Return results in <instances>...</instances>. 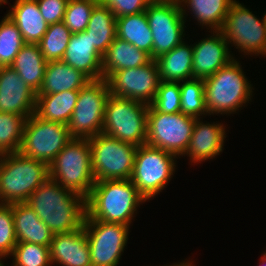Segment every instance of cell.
<instances>
[{
	"instance_id": "6da1fadb",
	"label": "cell",
	"mask_w": 266,
	"mask_h": 266,
	"mask_svg": "<svg viewBox=\"0 0 266 266\" xmlns=\"http://www.w3.org/2000/svg\"><path fill=\"white\" fill-rule=\"evenodd\" d=\"M26 203L53 234L75 231L84 225L86 199L50 177L30 195Z\"/></svg>"
},
{
	"instance_id": "7a4b0ae2",
	"label": "cell",
	"mask_w": 266,
	"mask_h": 266,
	"mask_svg": "<svg viewBox=\"0 0 266 266\" xmlns=\"http://www.w3.org/2000/svg\"><path fill=\"white\" fill-rule=\"evenodd\" d=\"M146 201L130 179L98 181L86 198L85 220L130 226L138 206Z\"/></svg>"
},
{
	"instance_id": "3957f363",
	"label": "cell",
	"mask_w": 266,
	"mask_h": 266,
	"mask_svg": "<svg viewBox=\"0 0 266 266\" xmlns=\"http://www.w3.org/2000/svg\"><path fill=\"white\" fill-rule=\"evenodd\" d=\"M49 165L20 152L0 155V203L27 202L30 195L49 178Z\"/></svg>"
},
{
	"instance_id": "277c9868",
	"label": "cell",
	"mask_w": 266,
	"mask_h": 266,
	"mask_svg": "<svg viewBox=\"0 0 266 266\" xmlns=\"http://www.w3.org/2000/svg\"><path fill=\"white\" fill-rule=\"evenodd\" d=\"M250 83L236 58L206 78L204 94L208 115H229L239 111L251 101L253 88Z\"/></svg>"
},
{
	"instance_id": "5b68a950",
	"label": "cell",
	"mask_w": 266,
	"mask_h": 266,
	"mask_svg": "<svg viewBox=\"0 0 266 266\" xmlns=\"http://www.w3.org/2000/svg\"><path fill=\"white\" fill-rule=\"evenodd\" d=\"M49 176L85 199L95 184L88 139L73 138L49 164Z\"/></svg>"
},
{
	"instance_id": "8992f818",
	"label": "cell",
	"mask_w": 266,
	"mask_h": 266,
	"mask_svg": "<svg viewBox=\"0 0 266 266\" xmlns=\"http://www.w3.org/2000/svg\"><path fill=\"white\" fill-rule=\"evenodd\" d=\"M149 105L110 94L102 133L137 147L146 144Z\"/></svg>"
},
{
	"instance_id": "52a82bcc",
	"label": "cell",
	"mask_w": 266,
	"mask_h": 266,
	"mask_svg": "<svg viewBox=\"0 0 266 266\" xmlns=\"http://www.w3.org/2000/svg\"><path fill=\"white\" fill-rule=\"evenodd\" d=\"M95 181L130 179L137 146L104 133L88 139Z\"/></svg>"
},
{
	"instance_id": "ba28073f",
	"label": "cell",
	"mask_w": 266,
	"mask_h": 266,
	"mask_svg": "<svg viewBox=\"0 0 266 266\" xmlns=\"http://www.w3.org/2000/svg\"><path fill=\"white\" fill-rule=\"evenodd\" d=\"M175 155L147 144L137 148L130 180L139 193L149 201L170 182L175 172Z\"/></svg>"
},
{
	"instance_id": "9c48e42d",
	"label": "cell",
	"mask_w": 266,
	"mask_h": 266,
	"mask_svg": "<svg viewBox=\"0 0 266 266\" xmlns=\"http://www.w3.org/2000/svg\"><path fill=\"white\" fill-rule=\"evenodd\" d=\"M110 95L106 79L91 80L79 90L67 124L72 138L89 139L102 133L105 105Z\"/></svg>"
},
{
	"instance_id": "30bf717a",
	"label": "cell",
	"mask_w": 266,
	"mask_h": 266,
	"mask_svg": "<svg viewBox=\"0 0 266 266\" xmlns=\"http://www.w3.org/2000/svg\"><path fill=\"white\" fill-rule=\"evenodd\" d=\"M195 121L193 116L181 112L161 113L149 105L146 144L176 157L183 156L191 140Z\"/></svg>"
},
{
	"instance_id": "8fae6325",
	"label": "cell",
	"mask_w": 266,
	"mask_h": 266,
	"mask_svg": "<svg viewBox=\"0 0 266 266\" xmlns=\"http://www.w3.org/2000/svg\"><path fill=\"white\" fill-rule=\"evenodd\" d=\"M72 139L66 124L45 121L32 114L26 119L19 152L49 165Z\"/></svg>"
},
{
	"instance_id": "7c38bea8",
	"label": "cell",
	"mask_w": 266,
	"mask_h": 266,
	"mask_svg": "<svg viewBox=\"0 0 266 266\" xmlns=\"http://www.w3.org/2000/svg\"><path fill=\"white\" fill-rule=\"evenodd\" d=\"M228 44L244 55L266 56V24L264 16L257 18L250 9L234 1L220 30Z\"/></svg>"
},
{
	"instance_id": "4fadbf2b",
	"label": "cell",
	"mask_w": 266,
	"mask_h": 266,
	"mask_svg": "<svg viewBox=\"0 0 266 266\" xmlns=\"http://www.w3.org/2000/svg\"><path fill=\"white\" fill-rule=\"evenodd\" d=\"M146 17L153 35V60L183 42L185 18L179 2L152 1Z\"/></svg>"
},
{
	"instance_id": "5bb4252c",
	"label": "cell",
	"mask_w": 266,
	"mask_h": 266,
	"mask_svg": "<svg viewBox=\"0 0 266 266\" xmlns=\"http://www.w3.org/2000/svg\"><path fill=\"white\" fill-rule=\"evenodd\" d=\"M92 266H117L128 242L130 226L84 220Z\"/></svg>"
},
{
	"instance_id": "9a60e30c",
	"label": "cell",
	"mask_w": 266,
	"mask_h": 266,
	"mask_svg": "<svg viewBox=\"0 0 266 266\" xmlns=\"http://www.w3.org/2000/svg\"><path fill=\"white\" fill-rule=\"evenodd\" d=\"M106 80L110 94L151 105L160 83L158 65L151 59L145 65L113 72Z\"/></svg>"
},
{
	"instance_id": "2e32d148",
	"label": "cell",
	"mask_w": 266,
	"mask_h": 266,
	"mask_svg": "<svg viewBox=\"0 0 266 266\" xmlns=\"http://www.w3.org/2000/svg\"><path fill=\"white\" fill-rule=\"evenodd\" d=\"M37 93L11 67H0V112L28 118L35 112Z\"/></svg>"
},
{
	"instance_id": "e0dca14e",
	"label": "cell",
	"mask_w": 266,
	"mask_h": 266,
	"mask_svg": "<svg viewBox=\"0 0 266 266\" xmlns=\"http://www.w3.org/2000/svg\"><path fill=\"white\" fill-rule=\"evenodd\" d=\"M192 46L194 79L205 80L235 59L220 30L213 31V35L203 38Z\"/></svg>"
},
{
	"instance_id": "ac0fdd59",
	"label": "cell",
	"mask_w": 266,
	"mask_h": 266,
	"mask_svg": "<svg viewBox=\"0 0 266 266\" xmlns=\"http://www.w3.org/2000/svg\"><path fill=\"white\" fill-rule=\"evenodd\" d=\"M49 252L53 265L92 266L84 226L75 231L54 234Z\"/></svg>"
},
{
	"instance_id": "d6986e66",
	"label": "cell",
	"mask_w": 266,
	"mask_h": 266,
	"mask_svg": "<svg viewBox=\"0 0 266 266\" xmlns=\"http://www.w3.org/2000/svg\"><path fill=\"white\" fill-rule=\"evenodd\" d=\"M201 118H196L191 140L184 153L192 163H201L214 159L223 151L226 129L223 123H204ZM216 123V124H215Z\"/></svg>"
},
{
	"instance_id": "ffe728a7",
	"label": "cell",
	"mask_w": 266,
	"mask_h": 266,
	"mask_svg": "<svg viewBox=\"0 0 266 266\" xmlns=\"http://www.w3.org/2000/svg\"><path fill=\"white\" fill-rule=\"evenodd\" d=\"M103 55L92 46L86 31L74 33L70 37L63 62L81 71L90 80L103 79Z\"/></svg>"
},
{
	"instance_id": "44dd1931",
	"label": "cell",
	"mask_w": 266,
	"mask_h": 266,
	"mask_svg": "<svg viewBox=\"0 0 266 266\" xmlns=\"http://www.w3.org/2000/svg\"><path fill=\"white\" fill-rule=\"evenodd\" d=\"M12 212L17 243L29 242L50 246L53 232L26 202L13 203Z\"/></svg>"
},
{
	"instance_id": "7402d4cb",
	"label": "cell",
	"mask_w": 266,
	"mask_h": 266,
	"mask_svg": "<svg viewBox=\"0 0 266 266\" xmlns=\"http://www.w3.org/2000/svg\"><path fill=\"white\" fill-rule=\"evenodd\" d=\"M7 16L16 24L25 43L38 44L48 24L40 13L36 0H16Z\"/></svg>"
},
{
	"instance_id": "603a6c76",
	"label": "cell",
	"mask_w": 266,
	"mask_h": 266,
	"mask_svg": "<svg viewBox=\"0 0 266 266\" xmlns=\"http://www.w3.org/2000/svg\"><path fill=\"white\" fill-rule=\"evenodd\" d=\"M150 60L148 53L116 37L102 57L103 79L113 72L145 65Z\"/></svg>"
},
{
	"instance_id": "cb8c5ba5",
	"label": "cell",
	"mask_w": 266,
	"mask_h": 266,
	"mask_svg": "<svg viewBox=\"0 0 266 266\" xmlns=\"http://www.w3.org/2000/svg\"><path fill=\"white\" fill-rule=\"evenodd\" d=\"M160 81L181 82L193 79V46L184 41L155 59Z\"/></svg>"
},
{
	"instance_id": "d4e9b609",
	"label": "cell",
	"mask_w": 266,
	"mask_h": 266,
	"mask_svg": "<svg viewBox=\"0 0 266 266\" xmlns=\"http://www.w3.org/2000/svg\"><path fill=\"white\" fill-rule=\"evenodd\" d=\"M91 81L81 71L63 61L47 62L44 80L37 94H54L63 91L80 90Z\"/></svg>"
},
{
	"instance_id": "484cf974",
	"label": "cell",
	"mask_w": 266,
	"mask_h": 266,
	"mask_svg": "<svg viewBox=\"0 0 266 266\" xmlns=\"http://www.w3.org/2000/svg\"><path fill=\"white\" fill-rule=\"evenodd\" d=\"M79 90L37 94L34 114L45 121L68 124Z\"/></svg>"
},
{
	"instance_id": "4316f807",
	"label": "cell",
	"mask_w": 266,
	"mask_h": 266,
	"mask_svg": "<svg viewBox=\"0 0 266 266\" xmlns=\"http://www.w3.org/2000/svg\"><path fill=\"white\" fill-rule=\"evenodd\" d=\"M47 61L38 44L25 43L15 57L11 67L36 93L41 89Z\"/></svg>"
},
{
	"instance_id": "83f0119b",
	"label": "cell",
	"mask_w": 266,
	"mask_h": 266,
	"mask_svg": "<svg viewBox=\"0 0 266 266\" xmlns=\"http://www.w3.org/2000/svg\"><path fill=\"white\" fill-rule=\"evenodd\" d=\"M235 0H180L179 4L183 17L186 19V9L191 11V14L200 23V25L209 27L213 31L221 30L226 15ZM187 5V8H186ZM185 8V9H184ZM186 16V17H185Z\"/></svg>"
},
{
	"instance_id": "f1b7e54d",
	"label": "cell",
	"mask_w": 266,
	"mask_h": 266,
	"mask_svg": "<svg viewBox=\"0 0 266 266\" xmlns=\"http://www.w3.org/2000/svg\"><path fill=\"white\" fill-rule=\"evenodd\" d=\"M117 37L148 53L153 59V35L146 13L116 18Z\"/></svg>"
},
{
	"instance_id": "f546056e",
	"label": "cell",
	"mask_w": 266,
	"mask_h": 266,
	"mask_svg": "<svg viewBox=\"0 0 266 266\" xmlns=\"http://www.w3.org/2000/svg\"><path fill=\"white\" fill-rule=\"evenodd\" d=\"M94 46L102 55L117 37L116 17L109 7L98 3L90 15L85 30Z\"/></svg>"
},
{
	"instance_id": "4dcf8cb0",
	"label": "cell",
	"mask_w": 266,
	"mask_h": 266,
	"mask_svg": "<svg viewBox=\"0 0 266 266\" xmlns=\"http://www.w3.org/2000/svg\"><path fill=\"white\" fill-rule=\"evenodd\" d=\"M71 36V31L63 21L48 25L46 33L38 43L44 59L47 62L62 61Z\"/></svg>"
},
{
	"instance_id": "1f68e13d",
	"label": "cell",
	"mask_w": 266,
	"mask_h": 266,
	"mask_svg": "<svg viewBox=\"0 0 266 266\" xmlns=\"http://www.w3.org/2000/svg\"><path fill=\"white\" fill-rule=\"evenodd\" d=\"M26 117L0 112V155L19 152Z\"/></svg>"
},
{
	"instance_id": "d6a6232c",
	"label": "cell",
	"mask_w": 266,
	"mask_h": 266,
	"mask_svg": "<svg viewBox=\"0 0 266 266\" xmlns=\"http://www.w3.org/2000/svg\"><path fill=\"white\" fill-rule=\"evenodd\" d=\"M181 94V113L202 118L208 115L205 105L204 80L190 79L179 82Z\"/></svg>"
},
{
	"instance_id": "836d02e7",
	"label": "cell",
	"mask_w": 266,
	"mask_h": 266,
	"mask_svg": "<svg viewBox=\"0 0 266 266\" xmlns=\"http://www.w3.org/2000/svg\"><path fill=\"white\" fill-rule=\"evenodd\" d=\"M24 44L21 32L6 14L0 22V67L11 66Z\"/></svg>"
},
{
	"instance_id": "e575fe53",
	"label": "cell",
	"mask_w": 266,
	"mask_h": 266,
	"mask_svg": "<svg viewBox=\"0 0 266 266\" xmlns=\"http://www.w3.org/2000/svg\"><path fill=\"white\" fill-rule=\"evenodd\" d=\"M11 266H50V252L48 246L21 242L17 243L13 252Z\"/></svg>"
},
{
	"instance_id": "d590c367",
	"label": "cell",
	"mask_w": 266,
	"mask_h": 266,
	"mask_svg": "<svg viewBox=\"0 0 266 266\" xmlns=\"http://www.w3.org/2000/svg\"><path fill=\"white\" fill-rule=\"evenodd\" d=\"M99 0H68L63 22L72 34L86 30L90 15Z\"/></svg>"
},
{
	"instance_id": "8d00e7d4",
	"label": "cell",
	"mask_w": 266,
	"mask_h": 266,
	"mask_svg": "<svg viewBox=\"0 0 266 266\" xmlns=\"http://www.w3.org/2000/svg\"><path fill=\"white\" fill-rule=\"evenodd\" d=\"M158 112L172 114L181 112V94L179 82L160 81L153 103Z\"/></svg>"
},
{
	"instance_id": "74e56055",
	"label": "cell",
	"mask_w": 266,
	"mask_h": 266,
	"mask_svg": "<svg viewBox=\"0 0 266 266\" xmlns=\"http://www.w3.org/2000/svg\"><path fill=\"white\" fill-rule=\"evenodd\" d=\"M16 244L12 204L0 203V255L11 256Z\"/></svg>"
},
{
	"instance_id": "f35d334b",
	"label": "cell",
	"mask_w": 266,
	"mask_h": 266,
	"mask_svg": "<svg viewBox=\"0 0 266 266\" xmlns=\"http://www.w3.org/2000/svg\"><path fill=\"white\" fill-rule=\"evenodd\" d=\"M151 2L152 0H99V3L111 9L116 18L144 12Z\"/></svg>"
},
{
	"instance_id": "ab89813d",
	"label": "cell",
	"mask_w": 266,
	"mask_h": 266,
	"mask_svg": "<svg viewBox=\"0 0 266 266\" xmlns=\"http://www.w3.org/2000/svg\"><path fill=\"white\" fill-rule=\"evenodd\" d=\"M48 25L63 21L68 0H36Z\"/></svg>"
},
{
	"instance_id": "60d3db41",
	"label": "cell",
	"mask_w": 266,
	"mask_h": 266,
	"mask_svg": "<svg viewBox=\"0 0 266 266\" xmlns=\"http://www.w3.org/2000/svg\"><path fill=\"white\" fill-rule=\"evenodd\" d=\"M168 266H193L192 263L190 262V260L187 261H183V262H178L172 265H168Z\"/></svg>"
},
{
	"instance_id": "b9f144b4",
	"label": "cell",
	"mask_w": 266,
	"mask_h": 266,
	"mask_svg": "<svg viewBox=\"0 0 266 266\" xmlns=\"http://www.w3.org/2000/svg\"><path fill=\"white\" fill-rule=\"evenodd\" d=\"M260 260L261 262L259 266H266V252L263 254Z\"/></svg>"
},
{
	"instance_id": "7bdbcfd3",
	"label": "cell",
	"mask_w": 266,
	"mask_h": 266,
	"mask_svg": "<svg viewBox=\"0 0 266 266\" xmlns=\"http://www.w3.org/2000/svg\"><path fill=\"white\" fill-rule=\"evenodd\" d=\"M152 1L179 2L180 0H152Z\"/></svg>"
},
{
	"instance_id": "ee69618b",
	"label": "cell",
	"mask_w": 266,
	"mask_h": 266,
	"mask_svg": "<svg viewBox=\"0 0 266 266\" xmlns=\"http://www.w3.org/2000/svg\"><path fill=\"white\" fill-rule=\"evenodd\" d=\"M3 257L6 258L5 256L0 255V266H5V265L3 264L4 262L1 261V259H2Z\"/></svg>"
},
{
	"instance_id": "f6af8a7d",
	"label": "cell",
	"mask_w": 266,
	"mask_h": 266,
	"mask_svg": "<svg viewBox=\"0 0 266 266\" xmlns=\"http://www.w3.org/2000/svg\"><path fill=\"white\" fill-rule=\"evenodd\" d=\"M4 3L7 4V3H8L7 0H0V6H1L2 4H4Z\"/></svg>"
},
{
	"instance_id": "bcb514c9",
	"label": "cell",
	"mask_w": 266,
	"mask_h": 266,
	"mask_svg": "<svg viewBox=\"0 0 266 266\" xmlns=\"http://www.w3.org/2000/svg\"><path fill=\"white\" fill-rule=\"evenodd\" d=\"M263 16H264V20H265V24H266V13Z\"/></svg>"
}]
</instances>
